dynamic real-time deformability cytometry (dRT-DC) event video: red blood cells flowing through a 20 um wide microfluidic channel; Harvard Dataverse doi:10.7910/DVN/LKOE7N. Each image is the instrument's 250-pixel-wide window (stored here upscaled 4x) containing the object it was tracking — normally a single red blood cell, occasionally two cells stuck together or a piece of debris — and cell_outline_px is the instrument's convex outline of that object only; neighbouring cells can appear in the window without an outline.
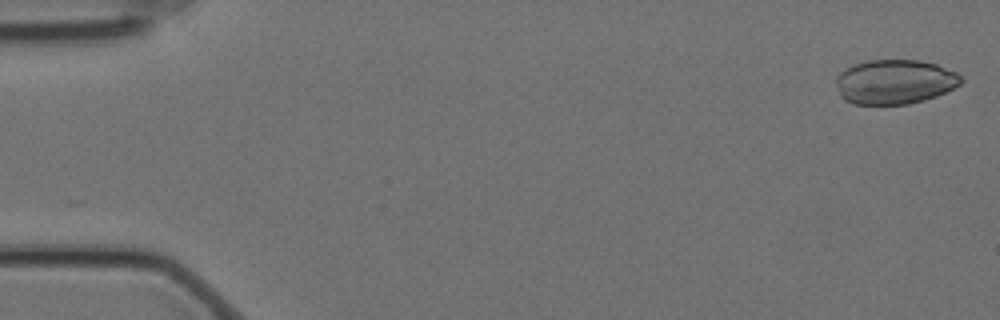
{"species": "Egyptian fruit bat (a non-hibernating species)", "species_latin": "Rousettus aegyptiacus", "temperature_condition": "cold", "stored_images_in_passage": 6, "camera_frame_rate_fps": 3000, "um_per_image_px": 0.085, "animal": {"sex": "female"}, "frame": {"image": 1, "passage_image": 1, "time_ms": 0.0, "image_size_px": [1000, 320], "cell_outline_px": [[964, 80], [960, 84], [936, 96], [924, 100], [908, 104], [852, 104], [844, 100], [840, 96], [836, 84], [836, 76], [840, 72], [852, 64], [868, 60], [920, 60], [936, 64], [956, 72]], "centroid_in_image_um": [76.02, 6.95], "position_along_channel_um": 9.0, "area_um2": 32.54}}
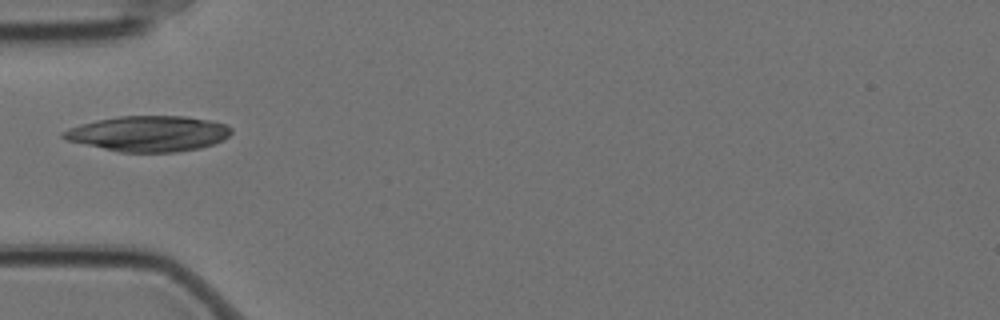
{"frame": {"image": 2, "passage_image": 6, "time_ms": 1.667, "image_size_px": [1000, 320], "cell_outline_px": [[232, 132], [224, 140], [200, 148], [176, 152], [120, 152], [68, 140], [60, 136], [60, 132], [68, 128], [96, 120], [120, 116], [184, 116], [212, 120], [224, 124], [232, 128]], "centroid_in_image_um": [12.65, 11.35], "position_along_channel_um": 72.4, "area_um2": 34.74}}